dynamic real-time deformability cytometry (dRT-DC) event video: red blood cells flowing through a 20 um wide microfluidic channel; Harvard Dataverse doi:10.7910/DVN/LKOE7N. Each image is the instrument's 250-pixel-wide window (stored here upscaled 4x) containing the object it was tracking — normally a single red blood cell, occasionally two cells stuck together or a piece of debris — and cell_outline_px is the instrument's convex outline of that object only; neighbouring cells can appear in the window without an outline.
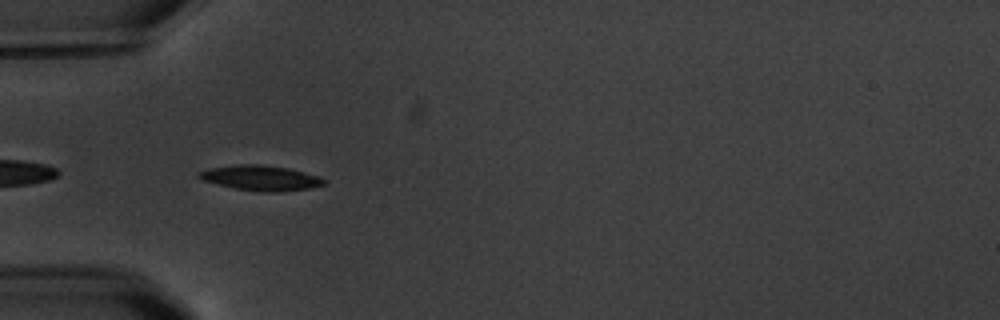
{"species": "common noctule bat (a hibernating species)", "species_latin": "Nyctalus noctula", "temperature_condition": "warm", "stored_images_in_passage": 5, "camera_frame_rate_fps": 3000, "um_per_image_px": 0.085, "animal": {"sex": "male", "body_mass_g": 20.1, "forearm_length_mm": 53.5}, "frame": {"image": 1, "passage_image": 4, "time_ms": 3.667, "image_size_px": [1000, 320], "cell_outline_px": [[328, 180], [324, 184], [308, 188], [280, 192], [260, 192], [236, 188], [204, 180], [196, 176], [196, 172], [208, 168], [236, 164], [260, 164], [288, 168], [320, 176]], "centroid_in_image_um": [22.17, 15.11], "position_along_channel_um": 62.8, "area_um2": 18.32}}